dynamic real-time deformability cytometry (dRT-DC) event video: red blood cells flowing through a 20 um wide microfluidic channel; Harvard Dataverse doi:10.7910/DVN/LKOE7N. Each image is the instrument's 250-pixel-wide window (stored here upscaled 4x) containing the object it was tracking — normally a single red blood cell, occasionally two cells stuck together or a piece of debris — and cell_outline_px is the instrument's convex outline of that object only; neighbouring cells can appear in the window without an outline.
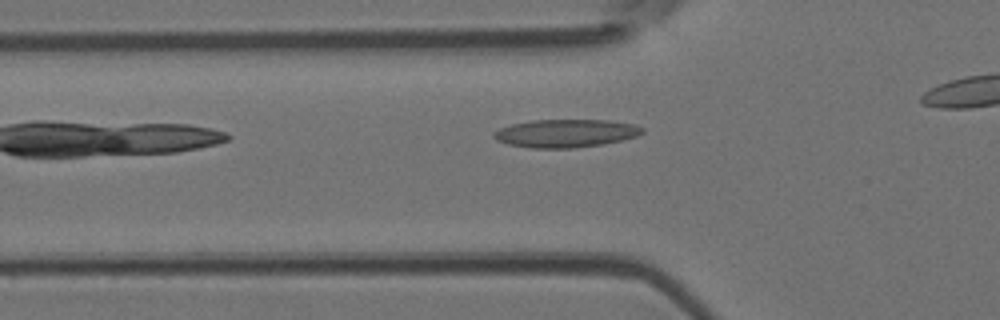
{"species": "Egyptian fruit bat (a non-hibernating species)", "species_latin": "Rousettus aegyptiacus", "temperature_condition": "room temperature", "stored_images_in_passage": 4, "camera_frame_rate_fps": 3000, "um_per_image_px": 0.085, "animal": {"sex": "female"}, "frame": {"image": 1, "passage_image": 3, "time_ms": 0.667, "image_size_px": [1000, 320], "cell_outline_px": [[644, 132], [636, 136], [604, 144], [572, 148], [532, 148], [508, 144], [496, 140], [492, 136], [492, 132], [500, 128], [512, 124], [532, 120], [608, 120], [636, 124], [644, 128]], "centroid_in_image_um": [48.08, 11.32], "position_along_channel_um": 77.7, "area_um2": 24.33}}